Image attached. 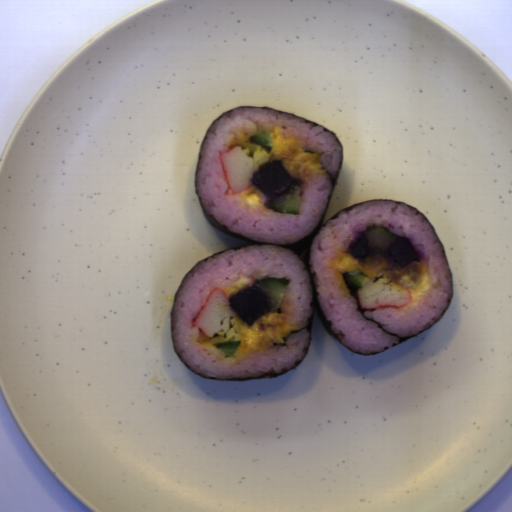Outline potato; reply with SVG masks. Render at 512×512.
Wrapping results in <instances>:
<instances>
[{
	"instance_id": "obj_1",
	"label": "potato",
	"mask_w": 512,
	"mask_h": 512,
	"mask_svg": "<svg viewBox=\"0 0 512 512\" xmlns=\"http://www.w3.org/2000/svg\"><path fill=\"white\" fill-rule=\"evenodd\" d=\"M228 302L250 328L260 317L271 312L268 295L260 284H248L228 294Z\"/></svg>"
},
{
	"instance_id": "obj_2",
	"label": "potato",
	"mask_w": 512,
	"mask_h": 512,
	"mask_svg": "<svg viewBox=\"0 0 512 512\" xmlns=\"http://www.w3.org/2000/svg\"><path fill=\"white\" fill-rule=\"evenodd\" d=\"M253 184L264 194L266 199L281 196L291 186H300L302 180L294 178L284 167L283 161H269L254 172Z\"/></svg>"
},
{
	"instance_id": "obj_4",
	"label": "potato",
	"mask_w": 512,
	"mask_h": 512,
	"mask_svg": "<svg viewBox=\"0 0 512 512\" xmlns=\"http://www.w3.org/2000/svg\"><path fill=\"white\" fill-rule=\"evenodd\" d=\"M351 256L364 260L368 252V238L365 234L358 235L354 238L346 250Z\"/></svg>"
},
{
	"instance_id": "obj_3",
	"label": "potato",
	"mask_w": 512,
	"mask_h": 512,
	"mask_svg": "<svg viewBox=\"0 0 512 512\" xmlns=\"http://www.w3.org/2000/svg\"><path fill=\"white\" fill-rule=\"evenodd\" d=\"M382 256L388 259V268L392 269L395 263L405 268L419 258L411 239L398 236L396 240L383 251Z\"/></svg>"
}]
</instances>
